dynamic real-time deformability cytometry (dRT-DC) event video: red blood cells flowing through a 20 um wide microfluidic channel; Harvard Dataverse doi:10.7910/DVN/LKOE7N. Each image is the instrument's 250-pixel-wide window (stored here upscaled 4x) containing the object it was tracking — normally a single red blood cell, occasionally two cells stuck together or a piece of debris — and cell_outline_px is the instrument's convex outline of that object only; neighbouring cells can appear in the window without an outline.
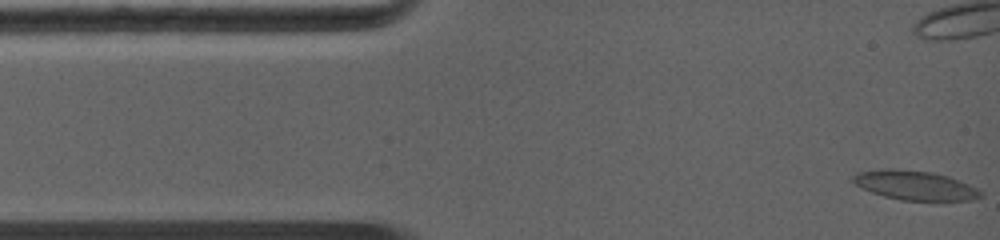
{"species": "common noctule bat (a hibernating species)", "species_latin": "Nyctalus noctula", "temperature_condition": "warm", "stored_images_in_passage": 21, "camera_frame_rate_fps": 5000, "um_per_image_px": 0.085, "animal": {"sex": "female", "body_mass_g": 19.0, "forearm_length_mm": 56.7}, "frame": {"image": 1, "passage_image": 1, "time_ms": 0.0, "image_size_px": [1000, 240], "cell_outline_px": [[984, 196], [972, 200], [900, 200], [884, 196], [872, 192], [848, 180], [852, 176], [860, 172], [888, 168], [892, 168], [932, 172], [948, 176], [976, 188], [984, 192]], "centroid_in_image_um": [77.77, 15.75], "position_along_channel_um": 7.2, "area_um2": 21.68}}